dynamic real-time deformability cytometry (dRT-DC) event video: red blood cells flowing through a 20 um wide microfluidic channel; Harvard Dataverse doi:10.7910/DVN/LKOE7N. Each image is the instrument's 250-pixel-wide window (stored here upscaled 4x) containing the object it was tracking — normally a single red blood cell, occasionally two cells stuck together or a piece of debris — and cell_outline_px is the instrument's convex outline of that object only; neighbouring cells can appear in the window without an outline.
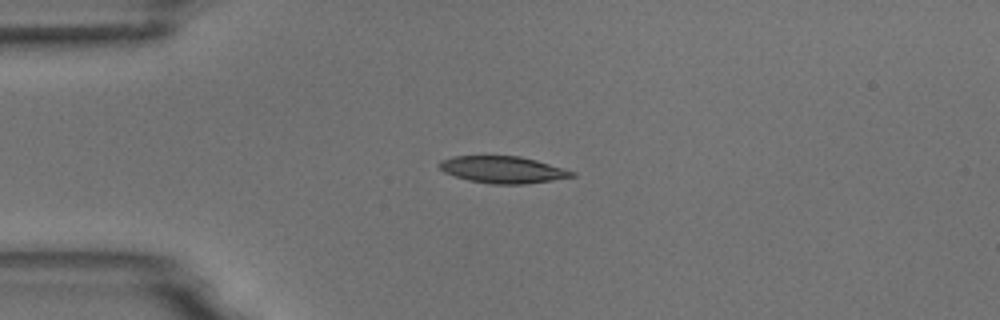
{"species": "common noctule bat (a hibernating species)", "species_latin": "Nyctalus noctula", "temperature_condition": "room temperature", "stored_images_in_passage": 7, "camera_frame_rate_fps": 3000, "um_per_image_px": 0.085, "animal": {"sex": "male", "body_mass_g": 18.8}, "frame": {"image": 1, "passage_image": 2, "time_ms": 2.0, "image_size_px": [1000, 320], "cell_outline_px": [[576, 176], [552, 180], [524, 184], [492, 184], [468, 180], [444, 172], [440, 168], [440, 160], [452, 156], [520, 156], [536, 160], [576, 172]], "centroid_in_image_um": [42.75, 14.42], "position_along_channel_um": 42.3, "area_um2": 20.63}}
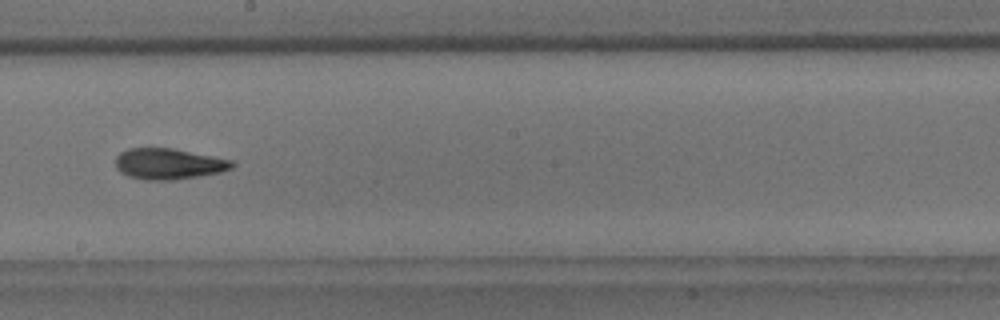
{"frame": {"image": 2, "passage_image": 7, "time_ms": 7.667, "image_size_px": [1000, 320], "cell_outline_px": [[236, 164], [232, 168], [220, 172], [200, 176], [176, 180], [144, 180], [128, 176], [120, 172], [116, 168], [116, 156], [120, 152], [128, 148], [172, 148], [236, 160]], "centroid_in_image_um": [14.36, 13.93], "position_along_channel_um": 233.8, "area_um2": 21.33}}